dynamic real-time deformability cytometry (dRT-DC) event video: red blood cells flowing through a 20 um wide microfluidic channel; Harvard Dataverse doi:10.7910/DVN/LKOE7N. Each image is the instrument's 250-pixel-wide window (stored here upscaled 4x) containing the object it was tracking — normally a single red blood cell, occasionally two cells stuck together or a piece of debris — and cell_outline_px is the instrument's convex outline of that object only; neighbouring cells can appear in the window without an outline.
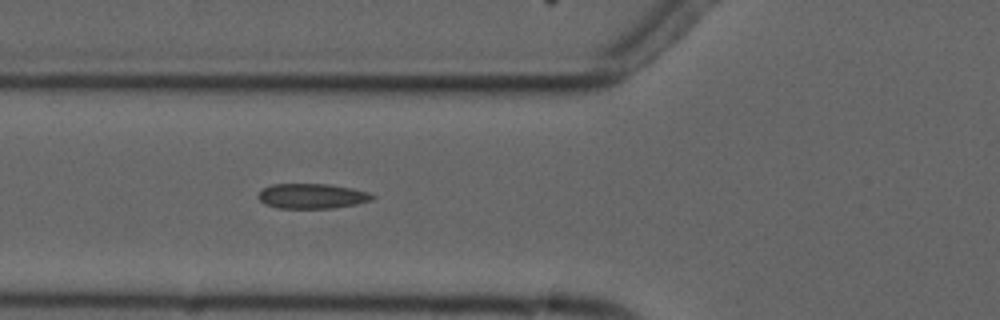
{"species": "common noctule bat (a hibernating species)", "species_latin": "Nyctalus noctula", "temperature_condition": "cold", "stored_images_in_passage": 5, "camera_frame_rate_fps": 3000, "um_per_image_px": 0.085, "animal": {"sex": "male", "forearm_length_mm": 52.5}, "frame": {"image": 1, "passage_image": 5, "time_ms": 4.667, "image_size_px": [1000, 320], "cell_outline_px": [[376, 196], [372, 200], [356, 204], [332, 208], [276, 208], [264, 204], [260, 200], [260, 192], [264, 188], [272, 184], [332, 184], [352, 188], [368, 192]], "centroid_in_image_um": [26.55, 16.66], "position_along_channel_um": 99.3, "area_um2": 16.59}}